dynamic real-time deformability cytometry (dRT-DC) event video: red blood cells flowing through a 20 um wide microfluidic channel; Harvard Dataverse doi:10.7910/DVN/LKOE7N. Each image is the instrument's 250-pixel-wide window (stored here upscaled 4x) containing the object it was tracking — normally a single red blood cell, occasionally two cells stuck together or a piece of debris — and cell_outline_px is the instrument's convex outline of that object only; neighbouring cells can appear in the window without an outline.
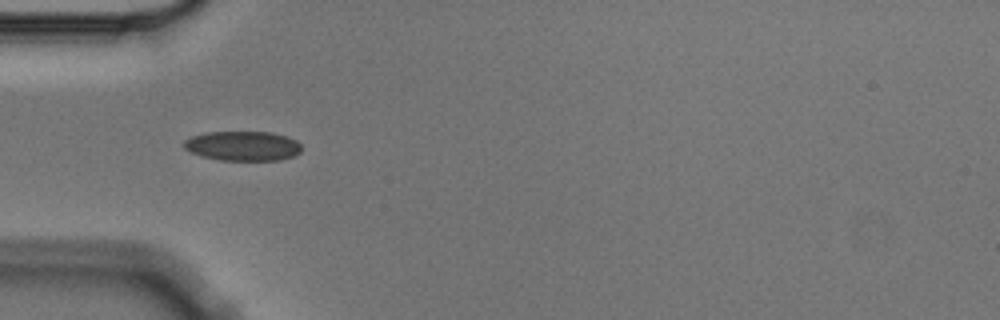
{"species": "Egyptian fruit bat (a non-hibernating species)", "species_latin": "Rousettus aegyptiacus", "temperature_condition": "cold", "stored_images_in_passage": 7, "camera_frame_rate_fps": 3000, "um_per_image_px": 0.085, "animal": {"sex": "male"}, "frame": {"image": 1, "passage_image": 4, "time_ms": 1.0, "image_size_px": [1000, 320], "cell_outline_px": [[300, 152], [296, 156], [280, 160], [220, 160], [200, 156], [184, 148], [184, 140], [192, 136], [204, 132], [272, 132], [288, 136], [296, 140], [300, 144]], "centroid_in_image_um": [20.65, 12.4], "position_along_channel_um": 64.3, "area_um2": 20.46}}
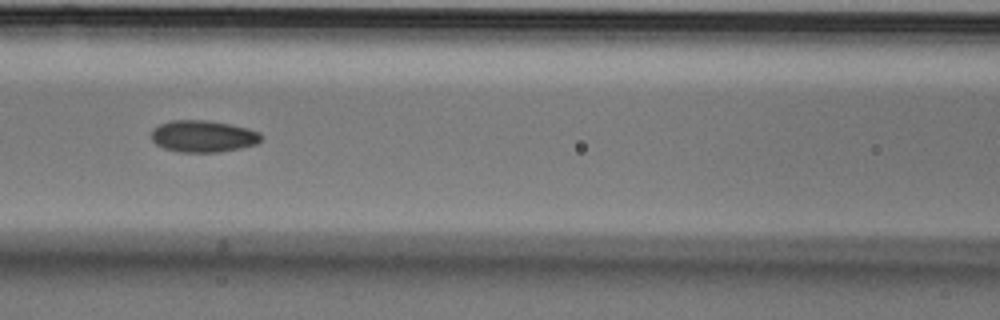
{"frame": {"image": 2, "passage_image": 6, "time_ms": 1.667, "image_size_px": [1000, 320], "cell_outline_px": [[264, 136], [256, 144], [240, 148], [220, 152], [180, 152], [164, 148], [156, 144], [152, 140], [152, 128], [160, 124], [172, 120], [204, 120], [232, 124], [248, 128], [260, 132]], "centroid_in_image_um": [17.28, 11.58], "position_along_channel_um": 149.3, "area_um2": 20.46}}
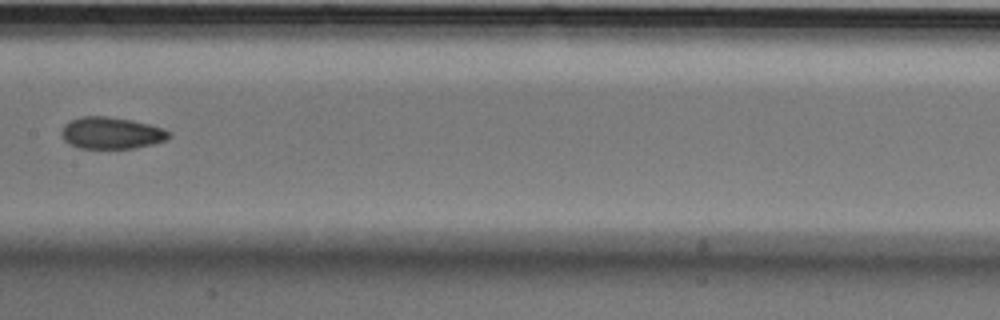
{"frame": {"image": 3, "passage_image": 7, "time_ms": 2.0, "image_size_px": [1000, 320], "cell_outline_px": [[168, 136], [164, 140], [152, 144], [136, 148], [80, 148], [68, 144], [64, 140], [60, 132], [64, 124], [68, 120], [80, 116], [108, 116], [132, 120], [164, 128], [168, 132]], "centroid_in_image_um": [9.39, 11.29], "position_along_channel_um": 198.0, "area_um2": 19.94}}